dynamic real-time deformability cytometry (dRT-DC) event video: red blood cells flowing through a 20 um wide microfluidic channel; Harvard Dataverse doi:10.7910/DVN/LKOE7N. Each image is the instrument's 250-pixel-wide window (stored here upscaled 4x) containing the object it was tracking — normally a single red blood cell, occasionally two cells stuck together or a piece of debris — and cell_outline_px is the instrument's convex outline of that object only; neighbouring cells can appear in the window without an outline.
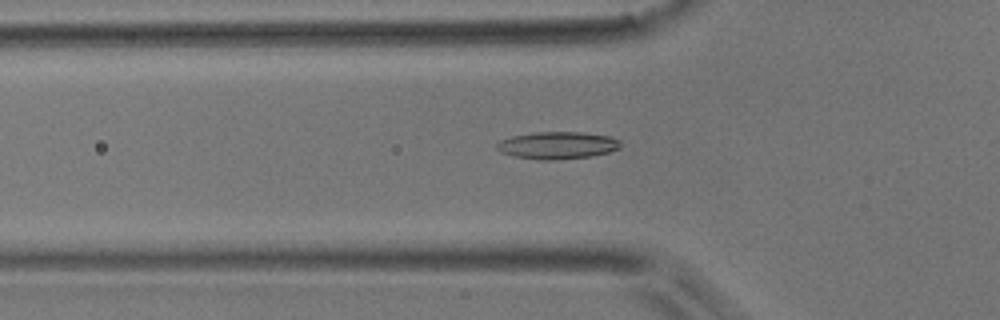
{"species": "common noctule bat (a hibernating species)", "species_latin": "Nyctalus noctula", "temperature_condition": "room temperature", "stored_images_in_passage": 33, "camera_frame_rate_fps": 3000, "um_per_image_px": 0.085, "animal": {"sex": "male", "body_mass_g": 17.9}, "frame": {"image": 1, "passage_image": 3, "time_ms": 0.667, "image_size_px": [1000, 320], "cell_outline_px": [[620, 148], [608, 152], [592, 156], [556, 160], [540, 160], [512, 156], [500, 152], [496, 148], [496, 144], [500, 140], [512, 136], [536, 132], [580, 132], [612, 136], [620, 140]], "centroid_in_image_um": [47.37, 12.35], "position_along_channel_um": 78.4, "area_um2": 19.83}}
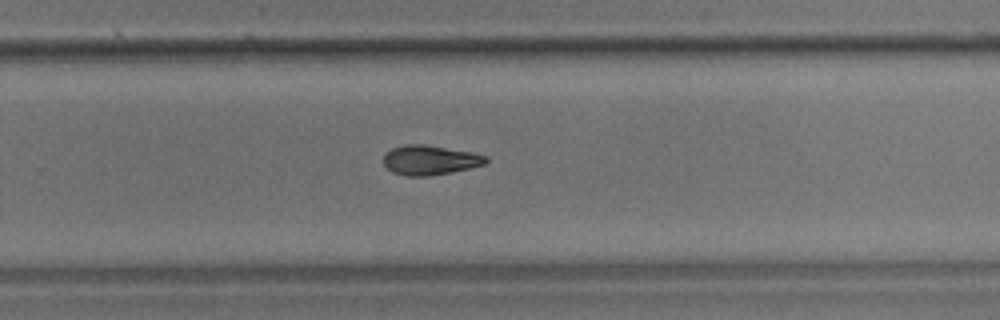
{"frame": {"image": 2, "passage_image": 19, "time_ms": 6.0, "image_size_px": [1000, 320], "cell_outline_px": [[488, 160], [484, 164], [472, 168], [428, 176], [408, 176], [392, 172], [384, 164], [384, 156], [392, 148], [404, 144], [420, 144], [472, 152], [488, 156]], "centroid_in_image_um": [36.56, 13.61], "position_along_channel_um": 293.2, "area_um2": 17.51}}
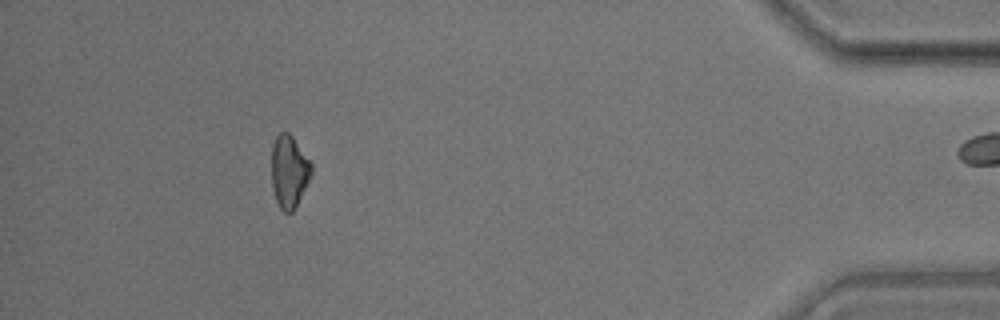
{"frame": {"image": 3, "passage_image": 32, "time_ms": 10.333, "image_size_px": [1000, 320], "cell_outline_px": [[312, 176], [292, 212], [284, 212], [280, 208], [276, 200], [272, 188], [272, 144], [276, 136], [280, 132], [288, 132], [292, 136], [312, 160]], "centroid_in_image_um": [24.6, 14.54], "position_along_channel_um": 410.6, "area_um2": 17.05}, "authors_computed_cell_mechanics": {"area_um2": 17.5134, "velocity_mm_per_s": 4.0126, "shape_relaxation_time_tau1_ms": 9.9361, "shape_relaxation_time_tau2_ms": 9.3743, "deformation_change_tau1": 0.1763, "deformation_change_tau2": 0.1877}}